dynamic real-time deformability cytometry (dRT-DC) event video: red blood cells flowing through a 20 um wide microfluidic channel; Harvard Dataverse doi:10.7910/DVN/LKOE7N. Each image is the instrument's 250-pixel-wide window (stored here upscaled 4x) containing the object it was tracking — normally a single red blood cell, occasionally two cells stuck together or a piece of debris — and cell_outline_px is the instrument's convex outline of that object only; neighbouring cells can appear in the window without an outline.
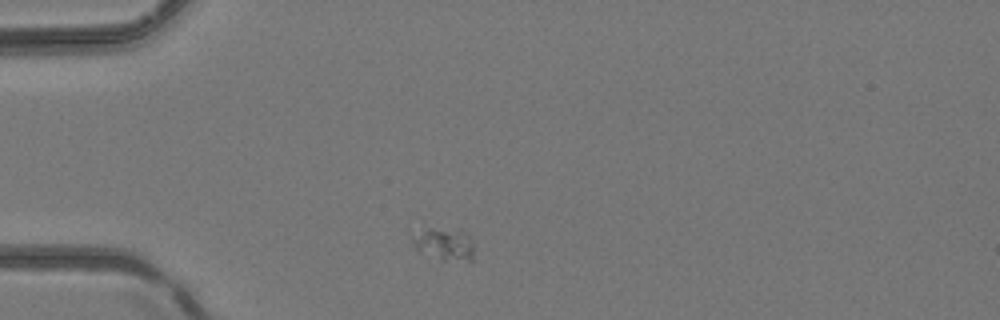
{"species": "common noctule bat (a hibernating species)", "species_latin": "Nyctalus noctula", "temperature_condition": "room temperature", "stored_images_in_passage": 2, "camera_frame_rate_fps": 3000, "um_per_image_px": 0.085, "animal": {"sex": "female", "body_mass_g": 24.6, "forearm_length_mm": 56.2}, "frame": {"image": 1, "passage_image": 1, "time_ms": 0.0, "image_size_px": [1000, 320], "cell_outline_px": [[472, 260], [440, 260], [420, 252], [412, 244], [412, 236], [428, 228], [432, 228], [456, 232], [468, 236], [472, 244]], "centroid_in_image_um": [37.69, 20.79], "position_along_channel_um": 47.3, "area_um2": 10.92}}